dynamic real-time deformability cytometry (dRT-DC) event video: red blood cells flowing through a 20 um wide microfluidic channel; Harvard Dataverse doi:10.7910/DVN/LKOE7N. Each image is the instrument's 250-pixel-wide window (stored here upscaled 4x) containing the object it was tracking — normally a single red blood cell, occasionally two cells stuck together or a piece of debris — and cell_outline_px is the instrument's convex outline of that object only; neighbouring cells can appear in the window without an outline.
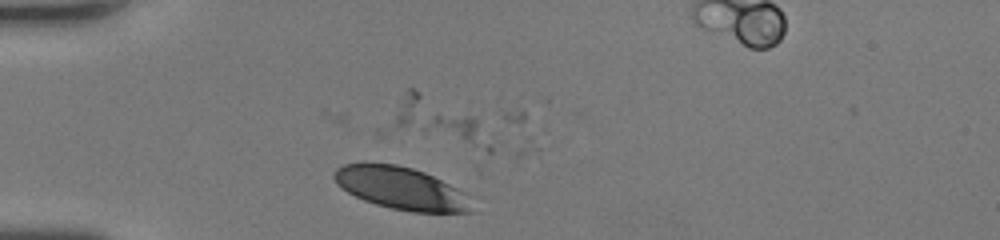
{"species": "human", "species_latin": "Homo sapiens", "temperature_condition": "room temperature", "stored_images_in_passage": 23, "camera_frame_rate_fps": 3000, "um_per_image_px": 0.085, "donor": {"sex": "female"}, "frame": {"image": 1, "passage_image": 1, "time_ms": 0.0, "image_size_px": [1000, 240], "cell_outline_px": [[472, 212], [412, 212], [392, 208], [376, 204], [364, 200], [340, 188], [336, 184], [332, 176], [336, 168], [344, 164], [364, 160], [396, 164], [412, 168], [424, 172], [464, 192]], "centroid_in_image_um": [33.97, 15.95], "position_along_channel_um": 51.0, "area_um2": 34.16}}
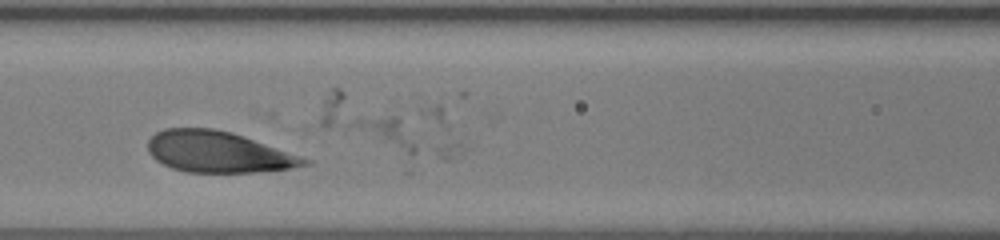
{"frame": {"image": 2, "passage_image": 10, "time_ms": 3.0, "image_size_px": [1000, 240], "cell_outline_px": [[312, 164], [288, 168], [256, 172], [188, 172], [172, 168], [156, 160], [148, 152], [148, 140], [156, 132], [164, 128], [212, 128], [232, 132], [244, 136], [312, 160]], "centroid_in_image_um": [18.53, 12.91], "position_along_channel_um": 148.1, "area_um2": 37.34}}
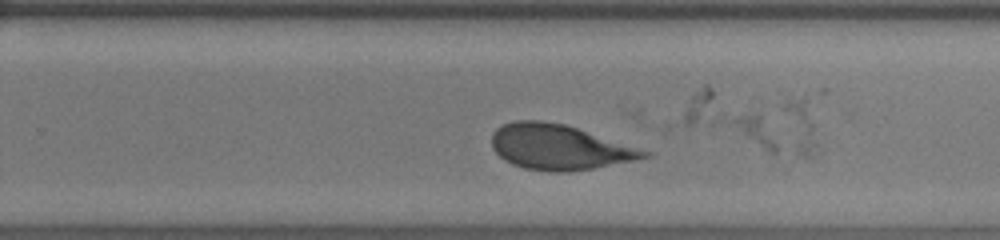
{"frame": {"image": 3, "passage_image": 20, "time_ms": 6.333, "image_size_px": [1000, 240], "cell_outline_px": [[656, 152], [652, 156], [636, 160], [592, 168], [564, 172], [548, 172], [524, 168], [512, 164], [504, 160], [492, 148], [492, 132], [496, 128], [504, 124], [516, 120], [540, 120], [564, 124]], "centroid_in_image_um": [47.58, 12.51], "position_along_channel_um": 282.2, "area_um2": 40.4}}